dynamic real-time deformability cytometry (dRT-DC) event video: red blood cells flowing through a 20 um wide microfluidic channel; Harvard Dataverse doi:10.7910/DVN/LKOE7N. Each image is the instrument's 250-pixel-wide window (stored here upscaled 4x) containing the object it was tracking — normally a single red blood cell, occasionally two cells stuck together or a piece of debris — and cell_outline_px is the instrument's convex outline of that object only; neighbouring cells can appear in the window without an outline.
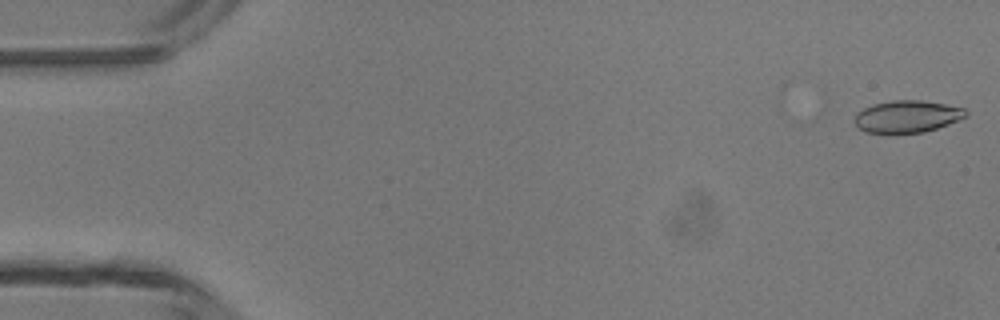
{"species": "common noctule bat (a hibernating species)", "species_latin": "Nyctalus noctula", "temperature_condition": "room temperature", "stored_images_in_passage": 3, "camera_frame_rate_fps": 3000, "um_per_image_px": 0.085, "animal": {"sex": "male", "body_mass_g": 13.3}, "frame": {"image": 1, "passage_image": 1, "time_ms": 0.0, "image_size_px": [1000, 320], "cell_outline_px": [[968, 112], [964, 116], [948, 124], [924, 132], [892, 136], [888, 136], [868, 132], [860, 128], [856, 124], [856, 112], [872, 104], [892, 100], [920, 100], [944, 104], [964, 108]], "centroid_in_image_um": [77.05, 9.94], "position_along_channel_um": 7.9, "area_um2": 21.15}}